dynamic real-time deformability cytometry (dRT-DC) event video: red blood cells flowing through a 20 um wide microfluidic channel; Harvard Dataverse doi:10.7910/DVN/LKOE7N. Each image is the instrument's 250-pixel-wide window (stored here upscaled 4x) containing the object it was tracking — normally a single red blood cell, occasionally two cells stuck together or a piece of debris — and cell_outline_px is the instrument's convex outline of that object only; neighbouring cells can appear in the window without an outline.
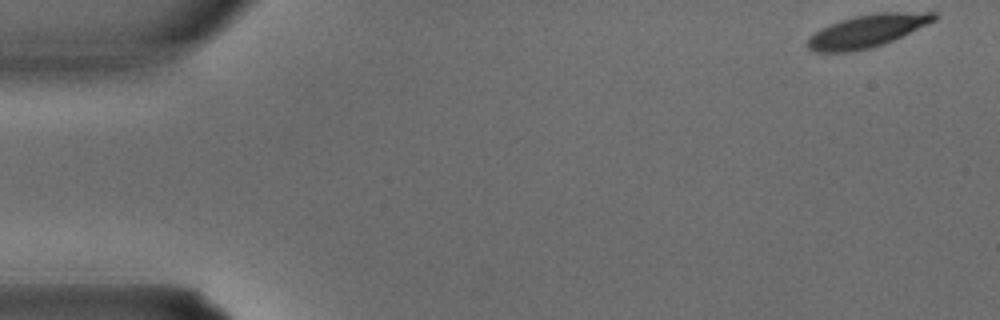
{"species": "common noctule bat (a hibernating species)", "species_latin": "Nyctalus noctula", "temperature_condition": "warm", "stored_images_in_passage": 33, "camera_frame_rate_fps": 3000, "um_per_image_px": 0.085, "animal": {"sex": "male", "body_mass_g": 15.6}, "frame": {"image": 1, "passage_image": 1, "time_ms": 0.0, "image_size_px": [1000, 320], "cell_outline_px": [[936, 20], [928, 24], [884, 44], [852, 52], [812, 52], [808, 48], [808, 36], [840, 20], [856, 16], [876, 12], [936, 12]], "centroid_in_image_um": [73.72, 2.63], "position_along_channel_um": 11.3, "area_um2": 23.87}}
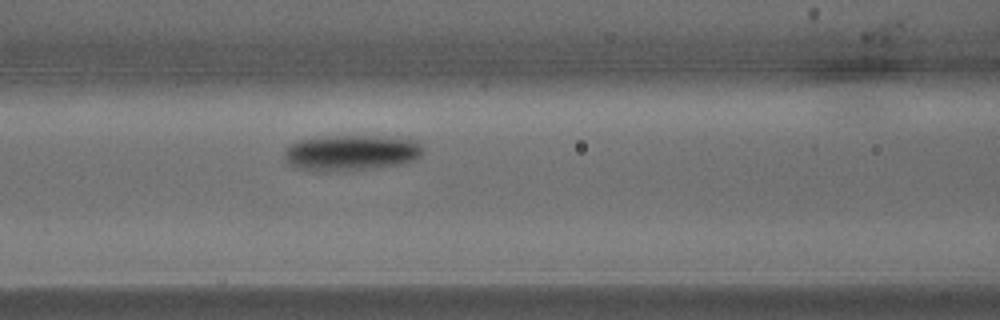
{"frame": {"image": 2, "passage_image": 14, "time_ms": 4.333, "image_size_px": [1000, 320], "cell_outline_px": [[424, 152], [416, 160], [404, 164], [348, 172], [316, 172], [292, 168], [288, 164], [284, 156], [284, 152], [296, 140], [324, 136], [376, 136], [420, 140], [424, 148]], "centroid_in_image_um": [29.86, 13.02], "position_along_channel_um": 136.7, "area_um2": 30.0}}
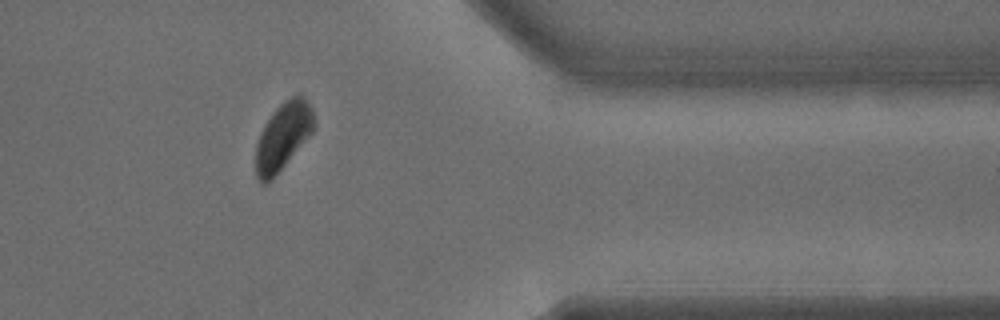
{"frame": {"image": 3, "passage_image": 28, "time_ms": 9.0, "image_size_px": [1000, 320], "cell_outline_px": [[316, 124], [312, 132], [268, 184], [260, 184], [256, 176], [256, 144], [260, 132], [264, 124], [272, 112], [284, 100], [300, 92], [308, 100], [312, 108]], "centroid_in_image_um": [24.06, 11.55], "position_along_channel_um": 387.3, "area_um2": 23.06}}